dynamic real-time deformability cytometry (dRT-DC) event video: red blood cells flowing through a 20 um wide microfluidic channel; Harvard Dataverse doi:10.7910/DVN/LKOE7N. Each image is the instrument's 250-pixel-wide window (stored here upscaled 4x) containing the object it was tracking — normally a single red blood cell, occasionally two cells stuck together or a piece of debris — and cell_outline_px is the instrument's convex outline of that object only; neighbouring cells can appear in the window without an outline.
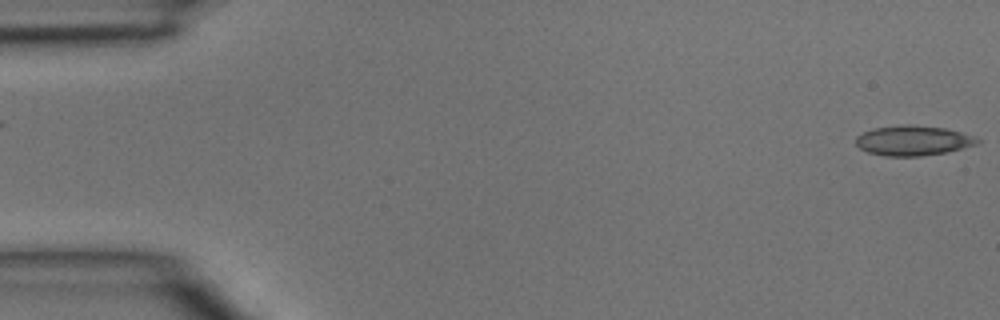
{"species": "common noctule bat (a hibernating species)", "species_latin": "Nyctalus noctula", "temperature_condition": "room temperature", "stored_images_in_passage": 4, "camera_frame_rate_fps": 3000, "um_per_image_px": 0.085, "animal": {"sex": "male", "body_mass_g": 15.6}, "frame": {"image": 1, "passage_image": 1, "time_ms": 0.0, "image_size_px": [1000, 320], "cell_outline_px": [[980, 140], [976, 144], [948, 152], [920, 156], [884, 156], [868, 152], [860, 148], [856, 144], [856, 136], [872, 128], [908, 124], [944, 128], [976, 136]], "centroid_in_image_um": [77.6, 11.95], "position_along_channel_um": 7.4, "area_um2": 21.15}}
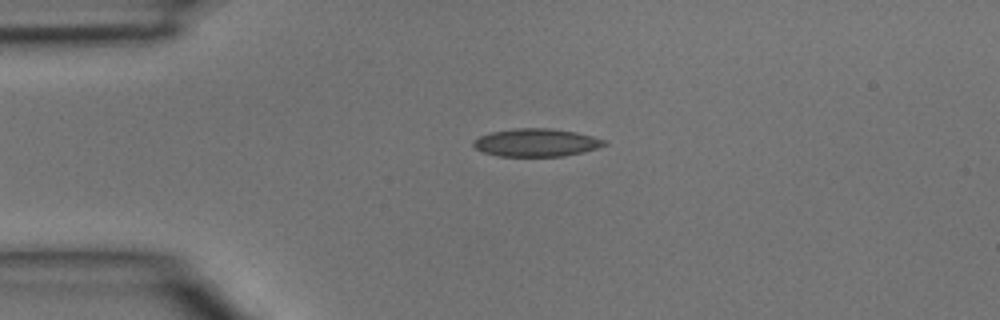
{"frame": {"image": 2, "passage_image": 3, "time_ms": 0.667, "image_size_px": [1000, 320], "cell_outline_px": [[608, 144], [584, 152], [564, 156], [500, 156], [484, 152], [476, 148], [472, 144], [472, 140], [480, 136], [492, 132], [516, 128], [548, 128], [576, 132], [608, 140]], "centroid_in_image_um": [45.61, 12.12], "position_along_channel_um": 39.4, "area_um2": 21.27}}
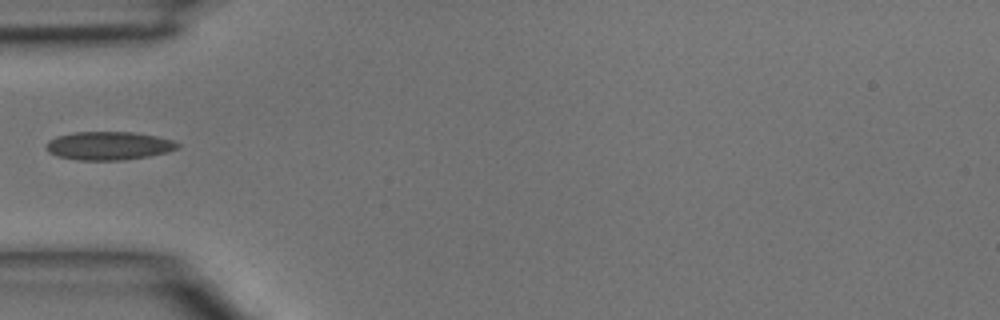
{"frame": {"image": 3, "passage_image": 4, "time_ms": 1.0, "image_size_px": [1000, 320], "cell_outline_px": [[180, 148], [168, 152], [148, 156], [124, 160], [76, 160], [56, 156], [48, 152], [44, 148], [44, 144], [48, 140], [56, 136], [72, 132], [132, 132], [156, 136], [172, 140], [180, 144]], "centroid_in_image_um": [9.19, 12.39], "position_along_channel_um": 75.8, "area_um2": 22.02}}